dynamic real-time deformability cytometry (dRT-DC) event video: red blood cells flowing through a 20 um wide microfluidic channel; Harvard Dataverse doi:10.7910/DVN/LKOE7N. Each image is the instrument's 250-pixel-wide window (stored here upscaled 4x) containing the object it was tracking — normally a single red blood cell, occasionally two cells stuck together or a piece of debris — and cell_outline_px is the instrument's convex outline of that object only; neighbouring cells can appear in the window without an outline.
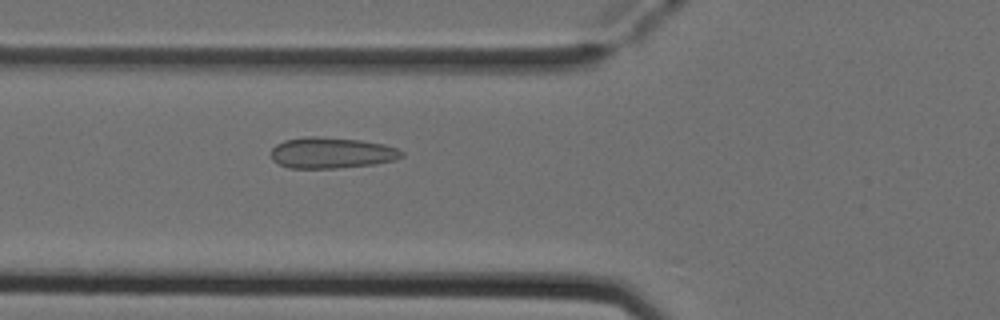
{"species": "Egyptian fruit bat (a non-hibernating species)", "species_latin": "Rousettus aegyptiacus", "temperature_condition": "cold", "stored_images_in_passage": 39, "camera_frame_rate_fps": 3000, "um_per_image_px": 0.085, "animal": {"sex": "female"}, "frame": {"image": 1, "passage_image": 10, "time_ms": 3.0, "image_size_px": [1000, 320], "cell_outline_px": [[404, 156], [396, 160], [372, 164], [336, 168], [288, 168], [272, 160], [268, 152], [276, 144], [284, 140], [304, 136], [316, 136], [360, 140], [384, 144], [396, 148], [404, 152]], "centroid_in_image_um": [28.14, 12.98], "position_along_channel_um": 97.7, "area_um2": 23.81}}
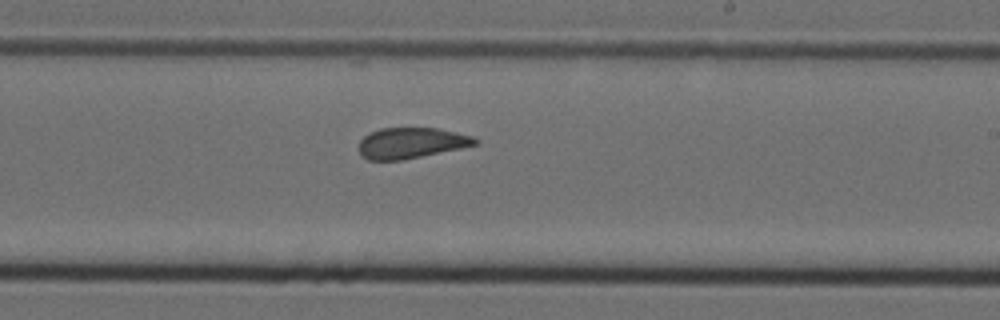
{"frame": {"image": 2, "passage_image": 22, "time_ms": 7.0, "image_size_px": [1000, 320], "cell_outline_px": [[480, 140], [476, 144], [460, 148], [404, 160], [368, 160], [360, 156], [360, 140], [368, 132], [380, 128], [436, 128], [476, 136]], "centroid_in_image_um": [34.95, 12.15], "position_along_channel_um": 254.1, "area_um2": 20.98}}
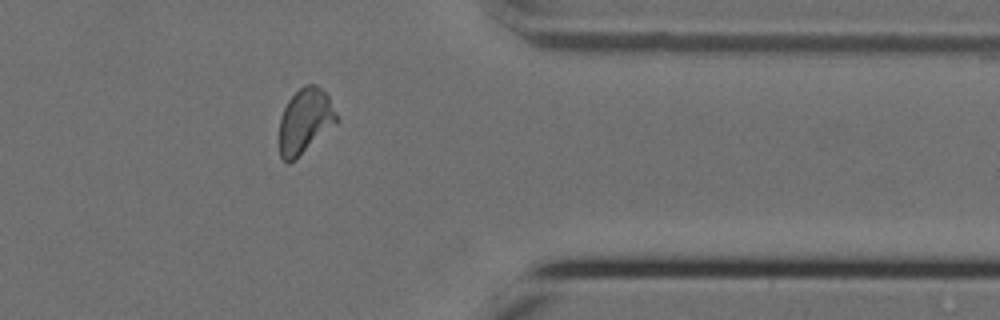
{"frame": {"image": 3, "passage_image": 33, "time_ms": 10.667, "image_size_px": [1000, 320], "cell_outline_px": [[340, 120], [336, 124], [296, 160], [288, 164], [280, 156], [280, 116], [288, 100], [304, 84], [316, 84], [328, 96]], "centroid_in_image_um": [25.94, 10.31], "position_along_channel_um": 385.5, "area_um2": 21.85}, "authors_computed_cell_mechanics": {"area_um2": 21.9062, "velocity_mm_per_s": 3.9007, "shape_relaxation_time_tau1_ms": null, "shape_relaxation_time_tau2_ms": 0.9948, "deformation_change_tau1": null, "deformation_change_tau2": 0.0663}}